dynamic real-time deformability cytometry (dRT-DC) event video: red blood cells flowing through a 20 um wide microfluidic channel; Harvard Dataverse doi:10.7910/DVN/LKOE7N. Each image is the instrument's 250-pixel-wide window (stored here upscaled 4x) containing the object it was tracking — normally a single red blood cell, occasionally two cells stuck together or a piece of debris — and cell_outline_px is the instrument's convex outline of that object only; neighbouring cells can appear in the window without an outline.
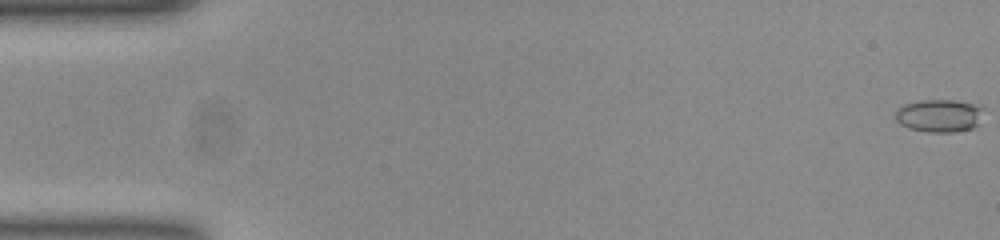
{"species": "common noctule bat (a hibernating species)", "species_latin": "Nyctalus noctula", "temperature_condition": "room temperature", "stored_images_in_passage": 53, "camera_frame_rate_fps": 3000, "um_per_image_px": 0.085, "animal": {"sex": "female", "body_mass_g": 23.0, "forearm_length_mm": 53.4}, "frame": {"image": 1, "passage_image": 1, "time_ms": 0.0, "image_size_px": [1000, 240], "cell_outline_px": [[984, 108], [980, 124], [972, 128], [952, 132], [928, 132], [908, 128], [900, 124], [896, 120], [896, 108], [904, 104], [920, 100], [956, 100], [972, 104]], "centroid_in_image_um": [79.84, 9.83], "position_along_channel_um": 5.2, "area_um2": 16.99}}
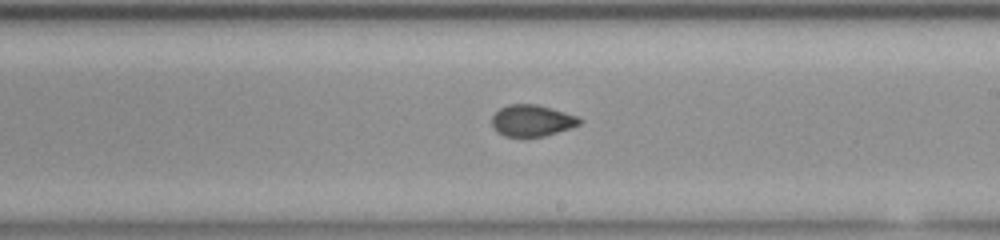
{"frame": {"image": 2, "passage_image": 31, "time_ms": 10.0, "image_size_px": [1000, 240], "cell_outline_px": [[584, 120], [580, 124], [544, 136], [504, 136], [496, 132], [492, 124], [492, 116], [500, 108], [508, 104], [536, 104], [552, 108], [580, 116]], "centroid_in_image_um": [45.23, 10.23], "position_along_channel_um": 243.8, "area_um2": 16.13}}
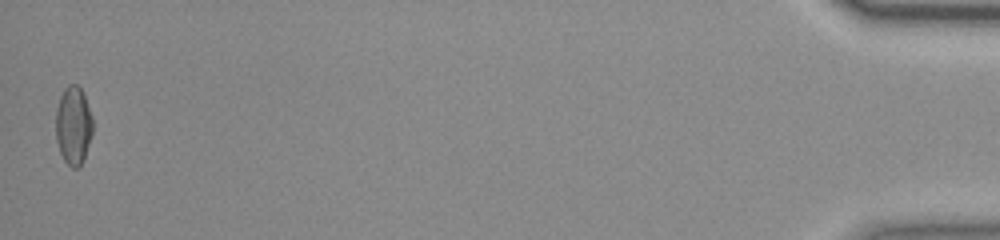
{"frame": {"image": 3, "passage_image": 53, "time_ms": 17.333, "image_size_px": [1000, 240], "cell_outline_px": [[92, 132], [84, 156], [80, 164], [76, 168], [72, 168], [64, 160], [60, 152], [56, 140], [56, 108], [60, 96], [64, 88], [68, 84], [76, 84], [80, 88], [84, 96], [92, 116]], "centroid_in_image_um": [6.21, 10.63], "position_along_channel_um": 429.0, "area_um2": 16.59}, "authors_computed_cell_mechanics": {"area_um2": 16.7042, "velocity_mm_per_s": 3.8947, "shape_relaxation_time_tau1_ms": null, "shape_relaxation_time_tau2_ms": 1.6453, "deformation_change_tau1": null, "deformation_change_tau2": 0.0601}}